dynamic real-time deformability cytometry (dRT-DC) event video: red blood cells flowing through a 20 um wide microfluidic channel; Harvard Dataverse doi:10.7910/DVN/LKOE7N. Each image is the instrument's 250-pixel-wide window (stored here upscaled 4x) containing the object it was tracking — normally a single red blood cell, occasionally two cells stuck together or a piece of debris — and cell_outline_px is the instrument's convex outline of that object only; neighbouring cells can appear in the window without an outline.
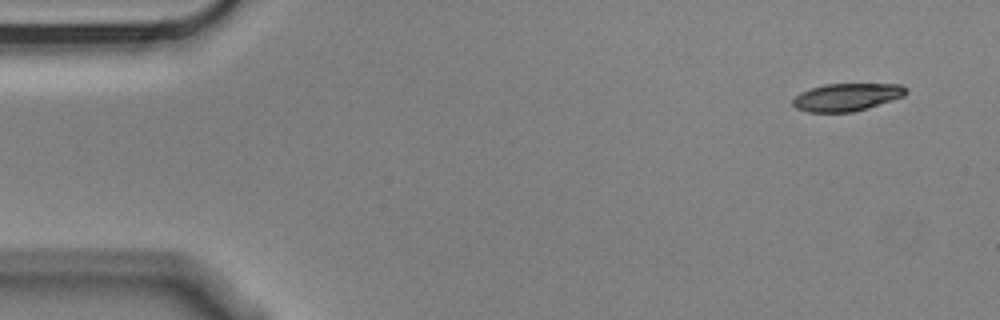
{"species": "Egyptian fruit bat (a non-hibernating species)", "species_latin": "Rousettus aegyptiacus", "temperature_condition": "cold", "stored_images_in_passage": 8, "camera_frame_rate_fps": 3000, "um_per_image_px": 0.085, "animal": {"sex": "male"}, "frame": {"image": 1, "passage_image": 1, "time_ms": 0.0, "image_size_px": [1000, 320], "cell_outline_px": [[908, 92], [904, 96], [868, 108], [852, 112], [808, 112], [796, 108], [792, 104], [792, 100], [800, 92], [824, 84], [900, 84], [908, 88]], "centroid_in_image_um": [71.99, 8.25], "position_along_channel_um": 13.0, "area_um2": 18.26}}
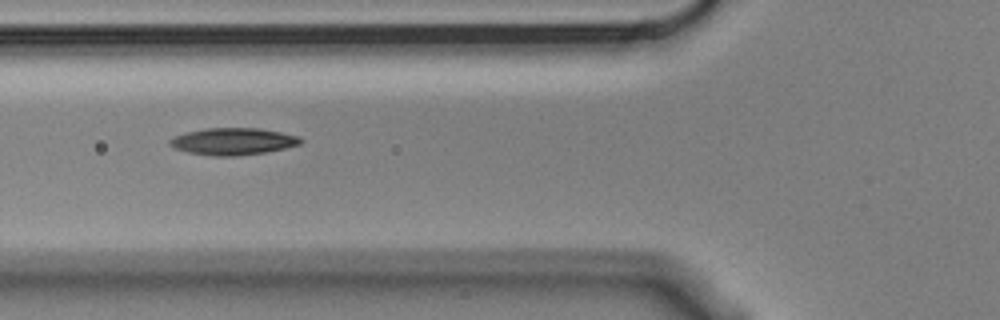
{"frame": {"image": 2, "passage_image": 6, "time_ms": 1.667, "image_size_px": [1000, 320], "cell_outline_px": [[304, 140], [300, 144], [284, 148], [264, 152], [236, 156], [212, 156], [188, 152], [172, 148], [168, 144], [168, 140], [176, 136], [188, 132], [204, 128], [260, 128], [300, 136]], "centroid_in_image_um": [19.8, 12.02], "position_along_channel_um": 106.0, "area_um2": 20.58}}
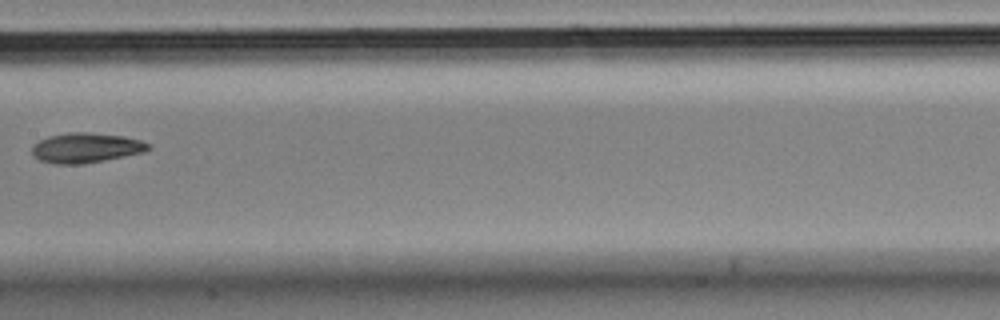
{"frame": {"image": 3, "passage_image": 8, "time_ms": 2.333, "image_size_px": [1000, 320], "cell_outline_px": [[152, 148], [144, 152], [84, 164], [52, 164], [40, 160], [32, 156], [32, 144], [48, 136], [68, 132], [84, 132], [124, 136], [140, 140], [152, 144]], "centroid_in_image_um": [7.29, 12.57], "position_along_channel_um": 200.1, "area_um2": 20.46}}